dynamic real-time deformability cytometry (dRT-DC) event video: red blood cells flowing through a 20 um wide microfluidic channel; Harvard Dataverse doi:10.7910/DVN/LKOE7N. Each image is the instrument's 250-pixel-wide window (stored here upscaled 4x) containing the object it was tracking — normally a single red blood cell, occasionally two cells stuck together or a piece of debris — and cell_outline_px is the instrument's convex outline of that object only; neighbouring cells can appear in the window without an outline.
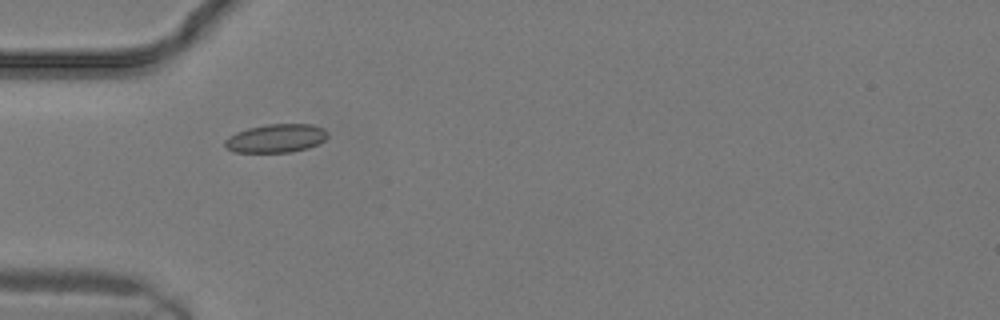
{"species": "common noctule bat (a hibernating species)", "species_latin": "Nyctalus noctula", "temperature_condition": "warm", "stored_images_in_passage": 10, "camera_frame_rate_fps": 3000, "um_per_image_px": 0.085, "animal": {"sex": "male", "body_mass_g": 19.2, "forearm_length_mm": 51.8}, "frame": {"image": 1, "passage_image": 2, "time_ms": 0.333, "image_size_px": [1000, 320], "cell_outline_px": [[328, 136], [324, 140], [308, 148], [292, 152], [232, 152], [224, 148], [224, 140], [228, 136], [236, 132], [248, 128], [264, 124], [312, 124], [324, 128], [328, 132]], "centroid_in_image_um": [23.43, 11.75], "position_along_channel_um": 61.6, "area_um2": 17.28}}
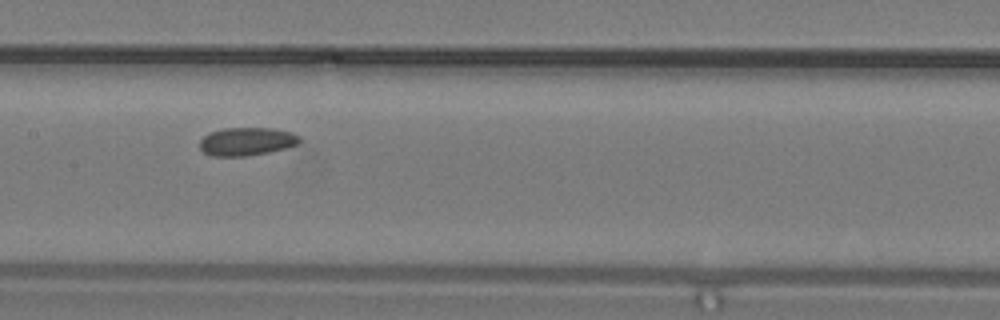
{"frame": {"image": 2, "passage_image": 7, "time_ms": 2.0, "image_size_px": [1000, 320], "cell_outline_px": [[300, 140], [296, 144], [284, 148], [268, 152], [248, 156], [212, 156], [204, 152], [200, 148], [200, 140], [204, 136], [212, 132], [224, 128], [276, 128], [292, 132], [300, 136]], "centroid_in_image_um": [20.97, 12.02], "position_along_channel_um": 186.4, "area_um2": 16.3}}
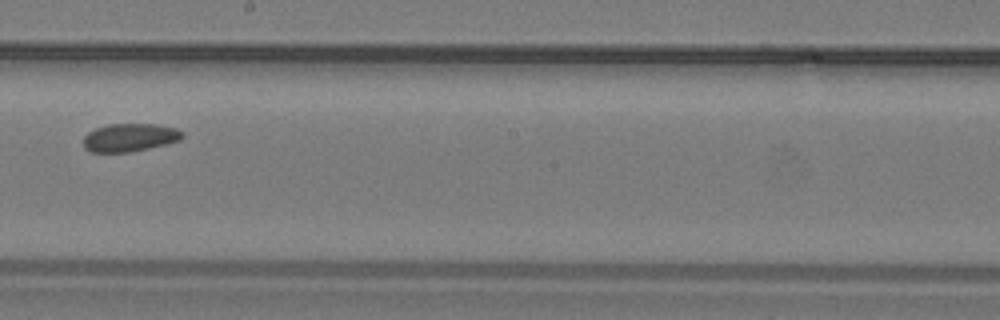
{"frame": {"image": 3, "passage_image": 9, "time_ms": 2.667, "image_size_px": [1000, 320], "cell_outline_px": [[184, 136], [180, 140], [148, 148], [128, 152], [88, 152], [84, 148], [84, 136], [88, 132], [96, 128], [108, 124], [156, 124], [176, 128], [184, 132]], "centroid_in_image_um": [11.02, 11.68], "position_along_channel_um": 237.2, "area_um2": 16.18}}